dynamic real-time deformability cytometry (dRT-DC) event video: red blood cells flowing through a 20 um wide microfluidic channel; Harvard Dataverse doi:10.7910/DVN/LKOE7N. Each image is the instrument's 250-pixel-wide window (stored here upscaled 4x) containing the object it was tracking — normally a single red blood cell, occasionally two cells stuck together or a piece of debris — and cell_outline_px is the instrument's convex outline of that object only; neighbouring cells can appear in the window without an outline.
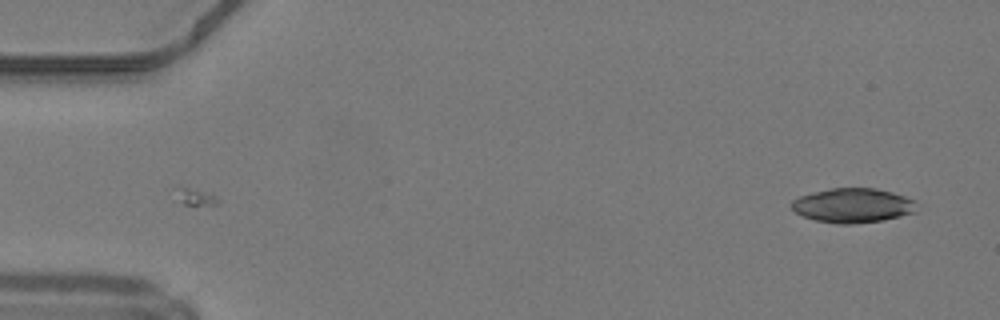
{"species": "common noctule bat (a hibernating species)", "species_latin": "Nyctalus noctula", "temperature_condition": "warm", "stored_images_in_passage": 5, "camera_frame_rate_fps": 3000, "um_per_image_px": 0.085, "animal": {"sex": "male", "body_mass_g": 19.2, "forearm_length_mm": 51.8}, "frame": {"image": 1, "passage_image": 5, "time_ms": 1.333, "image_size_px": [1000, 320], "cell_outline_px": [[916, 212], [884, 220], [852, 224], [836, 224], [816, 220], [804, 216], [796, 212], [788, 204], [792, 200], [800, 196], [812, 192], [832, 188], [876, 188], [892, 192], [916, 200]], "centroid_in_image_um": [72.49, 17.46], "position_along_channel_um": 12.5, "area_um2": 25.26}}